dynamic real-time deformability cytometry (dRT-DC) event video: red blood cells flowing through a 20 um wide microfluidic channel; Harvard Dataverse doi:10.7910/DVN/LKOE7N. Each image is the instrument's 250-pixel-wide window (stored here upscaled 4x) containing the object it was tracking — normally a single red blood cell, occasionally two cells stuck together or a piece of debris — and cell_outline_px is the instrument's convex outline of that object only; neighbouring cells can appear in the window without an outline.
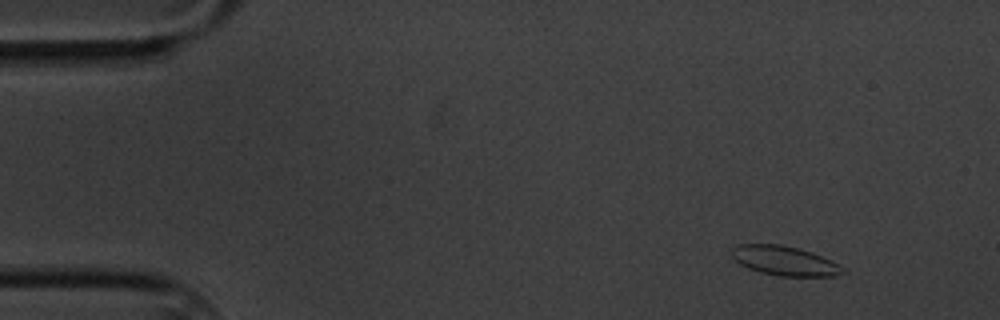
{"species": "common noctule bat (a hibernating species)", "species_latin": "Nyctalus noctula", "temperature_condition": "cold", "stored_images_in_passage": 4, "camera_frame_rate_fps": 3000, "um_per_image_px": 0.085, "animal": {"sex": "male", "body_mass_g": 20.1, "forearm_length_mm": 53.5}, "frame": {"image": 1, "passage_image": 1, "time_ms": 0.0, "image_size_px": [1000, 320], "cell_outline_px": [[844, 272], [832, 276], [780, 276], [760, 272], [748, 268], [740, 264], [732, 256], [732, 248], [740, 244], [780, 244], [812, 252], [832, 260], [844, 268]], "centroid_in_image_um": [66.69, 22.16], "position_along_channel_um": 18.3, "area_um2": 18.9}}